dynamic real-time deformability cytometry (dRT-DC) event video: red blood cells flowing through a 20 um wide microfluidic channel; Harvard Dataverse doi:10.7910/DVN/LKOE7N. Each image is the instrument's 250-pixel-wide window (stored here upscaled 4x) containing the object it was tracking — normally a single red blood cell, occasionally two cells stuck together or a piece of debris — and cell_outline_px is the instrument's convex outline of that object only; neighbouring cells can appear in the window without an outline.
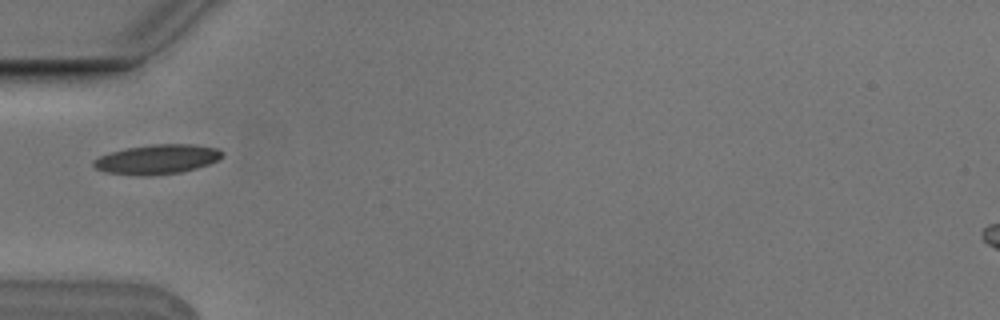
{"species": "Egyptian fruit bat (a non-hibernating species)", "species_latin": "Rousettus aegyptiacus", "temperature_condition": "cold", "stored_images_in_passage": 1, "camera_frame_rate_fps": 3000, "um_per_image_px": 0.085, "animal": {"sex": "male"}, "frame": {"image": 1, "passage_image": 1, "time_ms": 0.0, "image_size_px": [1000, 320], "cell_outline_px": [[224, 156], [208, 164], [196, 168], [180, 172], [152, 176], [140, 176], [104, 172], [96, 168], [92, 164], [92, 160], [100, 156], [124, 148], [152, 144], [192, 144], [220, 148], [224, 152]], "centroid_in_image_um": [13.36, 13.54], "position_along_channel_um": 71.6, "area_um2": 22.37}}